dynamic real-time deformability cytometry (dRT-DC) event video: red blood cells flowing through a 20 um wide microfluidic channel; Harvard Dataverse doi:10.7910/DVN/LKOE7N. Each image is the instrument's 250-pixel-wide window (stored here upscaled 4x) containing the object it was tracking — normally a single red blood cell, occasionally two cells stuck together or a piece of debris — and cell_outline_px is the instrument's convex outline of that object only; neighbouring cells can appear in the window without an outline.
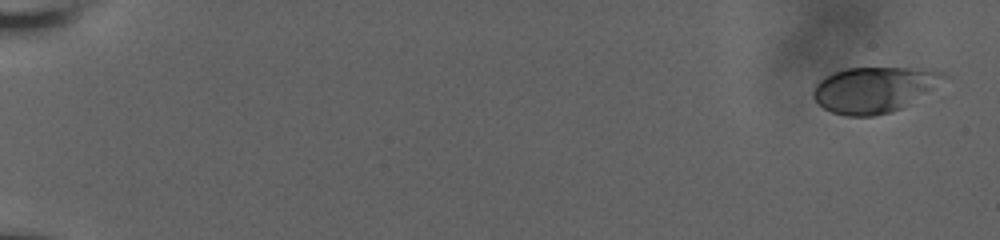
{"species": "human", "species_latin": "Homo sapiens", "temperature_condition": "room temperature", "stored_images_in_passage": 26, "camera_frame_rate_fps": 3000, "um_per_image_px": 0.085, "donor": {"sex": "male"}, "frame": {"image": 1, "passage_image": 1, "time_ms": 0.0, "image_size_px": [1000, 240], "cell_outline_px": [[948, 76], [932, 88], [900, 108], [892, 112], [872, 116], [848, 116], [832, 112], [824, 108], [812, 96], [812, 92], [816, 84], [824, 76], [848, 68], [932, 68], [944, 72]], "centroid_in_image_um": [74.28, 7.6], "position_along_channel_um": 10.7, "area_um2": 34.33}}
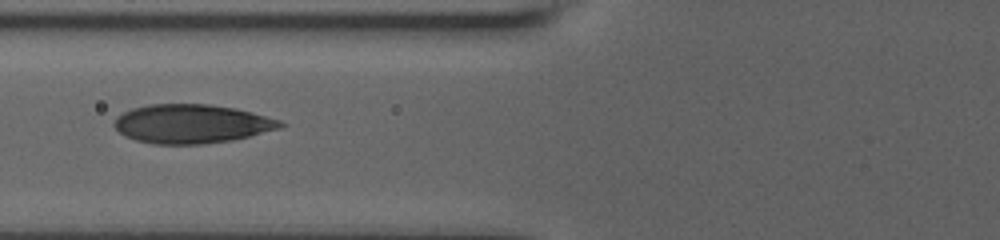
{"frame": {"image": 2, "passage_image": 19, "time_ms": 8.333, "image_size_px": [1000, 240], "cell_outline_px": [[288, 124], [280, 128], [232, 140], [200, 144], [152, 144], [136, 140], [124, 136], [112, 124], [116, 116], [132, 108], [148, 104], [208, 104], [236, 108], [252, 112], [280, 120]], "centroid_in_image_um": [16.27, 10.52], "position_along_channel_um": 109.5, "area_um2": 37.74}}
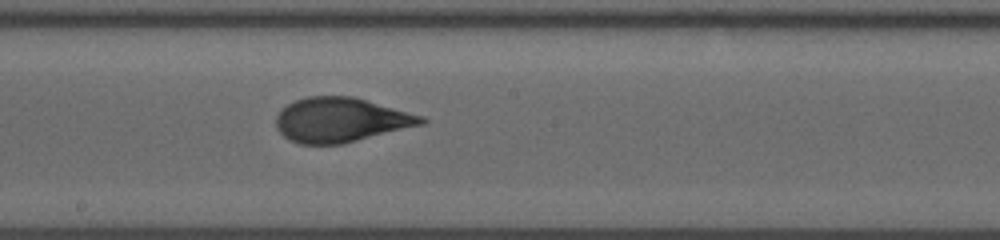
{"frame": {"image": 3, "passage_image": 26, "time_ms": 11.333, "image_size_px": [1000, 240], "cell_outline_px": [[428, 120], [424, 124], [344, 144], [300, 144], [288, 140], [276, 128], [276, 116], [288, 104], [296, 100], [308, 96], [352, 96], [424, 116]], "centroid_in_image_um": [28.98, 10.2], "position_along_channel_um": 219.2, "area_um2": 37.69}}